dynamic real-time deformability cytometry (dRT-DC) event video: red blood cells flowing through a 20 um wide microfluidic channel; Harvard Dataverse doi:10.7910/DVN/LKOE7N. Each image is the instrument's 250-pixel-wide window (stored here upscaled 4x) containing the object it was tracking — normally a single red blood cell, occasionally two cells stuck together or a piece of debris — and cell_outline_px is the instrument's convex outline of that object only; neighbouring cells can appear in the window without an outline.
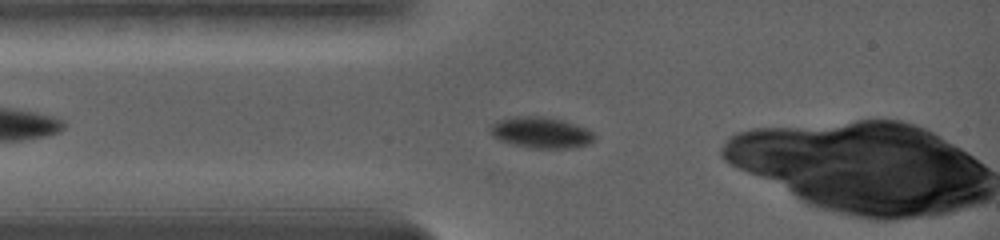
{"species": "common noctule bat (a hibernating species)", "species_latin": "Nyctalus noctula", "temperature_condition": "warm", "stored_images_in_passage": 57, "camera_frame_rate_fps": 5000, "um_per_image_px": 0.085, "animal": {"sex": "female", "body_mass_g": 19.0, "forearm_length_mm": 56.7}, "frame": {"image": 1, "passage_image": 7, "time_ms": 1.4, "image_size_px": [1000, 240], "cell_outline_px": [[596, 140], [588, 144], [576, 148], [532, 148], [512, 144], [500, 140], [492, 136], [492, 124], [500, 120], [516, 116], [536, 116], [556, 120], [572, 124], [584, 128], [592, 132], [596, 136]], "centroid_in_image_um": [46.01, 11.3], "position_along_channel_um": 39.0, "area_um2": 18.38}}
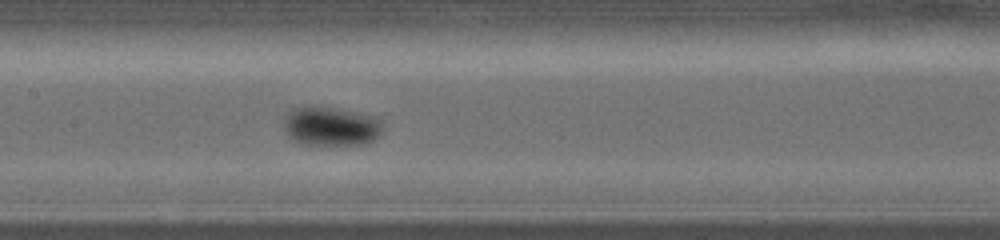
{"frame": {"image": 2, "passage_image": 24, "time_ms": 5.4, "image_size_px": [1000, 240], "cell_outline_px": [[384, 128], [380, 136], [364, 144], [304, 144], [288, 136], [284, 128], [284, 116], [292, 108], [312, 104], [336, 108], [368, 116], [380, 120]], "centroid_in_image_um": [28.08, 10.71], "position_along_channel_um": 179.3, "area_um2": 22.54}}
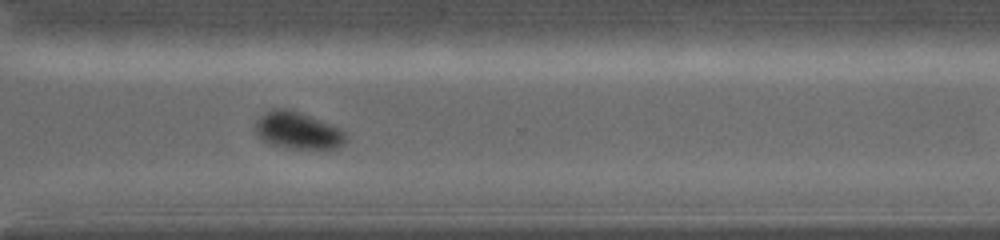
{"frame": {"image": 3, "passage_image": 46, "time_ms": 10.0, "image_size_px": [1000, 240], "cell_outline_px": [[348, 140], [336, 148], [296, 148], [272, 144], [264, 140], [256, 132], [256, 120], [260, 116], [272, 108], [288, 108], [300, 112], [340, 128], [348, 136]], "centroid_in_image_um": [25.34, 11.07], "position_along_channel_um": 345.3, "area_um2": 19.19}, "authors_computed_cell_mechanics": {"area_um2": 20.0566, "velocity_mm_per_s": 3.6069, "shape_relaxation_time_tau1_ms": 2.1497, "shape_relaxation_time_tau2_ms": null, "deformation_change_tau1": 0.0757, "deformation_change_tau2": null}}